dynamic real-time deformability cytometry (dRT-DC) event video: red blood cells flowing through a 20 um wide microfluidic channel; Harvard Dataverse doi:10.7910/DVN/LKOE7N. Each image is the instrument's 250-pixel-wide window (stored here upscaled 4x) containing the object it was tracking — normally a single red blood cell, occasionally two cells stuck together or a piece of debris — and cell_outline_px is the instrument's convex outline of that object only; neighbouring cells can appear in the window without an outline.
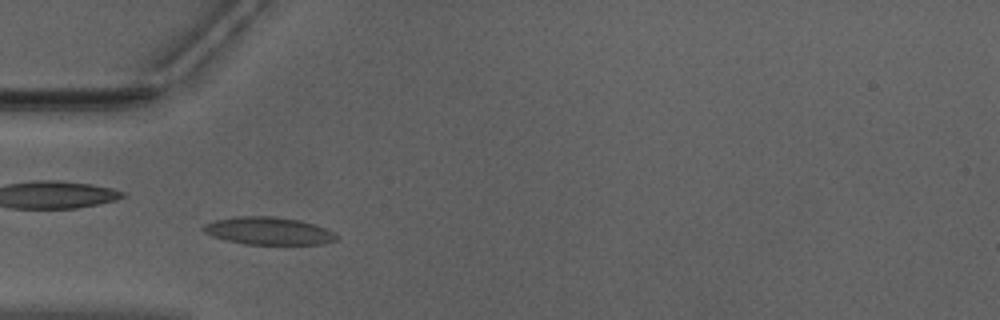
{"species": "Egyptian fruit bat (a non-hibernating species)", "species_latin": "Rousettus aegyptiacus", "temperature_condition": "warm", "stored_images_in_passage": 44, "camera_frame_rate_fps": 3000, "um_per_image_px": 0.085, "animal": {"sex": "male"}, "frame": {"image": 1, "passage_image": 8, "time_ms": 2.333, "image_size_px": [1000, 320], "cell_outline_px": [[336, 240], [320, 244], [244, 244], [212, 236], [204, 232], [200, 228], [204, 224], [212, 220], [236, 216], [272, 216], [300, 220], [324, 228], [332, 232], [336, 236]], "centroid_in_image_um": [22.74, 19.61], "position_along_channel_um": 62.3, "area_um2": 21.27}}
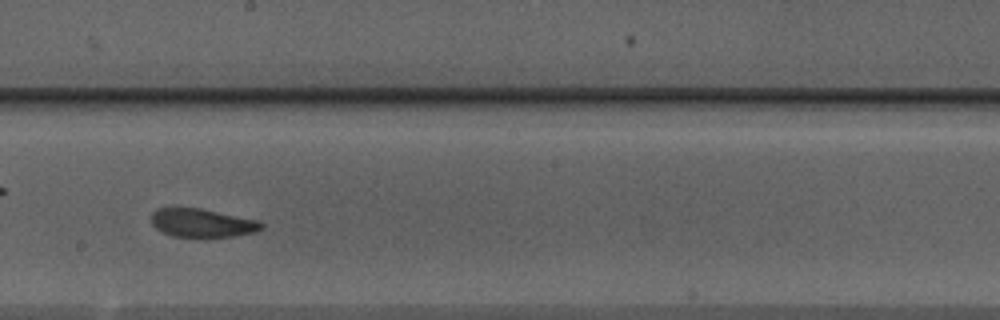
{"frame": {"image": 2, "passage_image": 21, "time_ms": 6.667, "image_size_px": [1000, 320], "cell_outline_px": [[264, 228], [256, 232], [232, 236], [172, 236], [156, 228], [152, 224], [152, 212], [156, 208], [200, 208], [260, 220], [264, 224]], "centroid_in_image_um": [17.23, 18.93], "position_along_channel_um": 231.0, "area_um2": 18.15}}
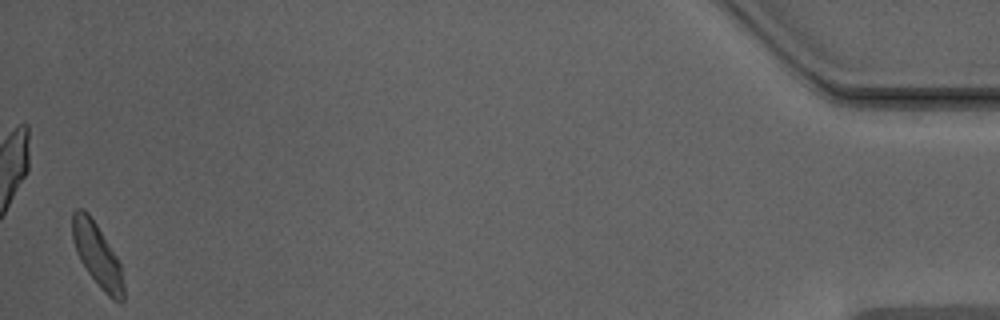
{"frame": {"image": 3, "passage_image": 43, "time_ms": 14.0, "image_size_px": [1000, 320], "cell_outline_px": [[124, 300], [120, 304], [112, 300], [100, 288], [88, 272], [80, 260], [76, 252], [72, 240], [72, 212], [76, 208], [80, 208], [88, 212], [96, 224], [116, 256], [120, 264], [124, 288]], "centroid_in_image_um": [8.26, 21.7], "position_along_channel_um": 426.9, "area_um2": 18.84}, "authors_computed_cell_mechanics": {"area_um2": 19.5942, "velocity_mm_per_s": 3.946, "shape_relaxation_time_tau1_ms": 5.6363, "shape_relaxation_time_tau2_ms": 2.3847, "deformation_change_tau1": 0.128, "deformation_change_tau2": 0.0924}}